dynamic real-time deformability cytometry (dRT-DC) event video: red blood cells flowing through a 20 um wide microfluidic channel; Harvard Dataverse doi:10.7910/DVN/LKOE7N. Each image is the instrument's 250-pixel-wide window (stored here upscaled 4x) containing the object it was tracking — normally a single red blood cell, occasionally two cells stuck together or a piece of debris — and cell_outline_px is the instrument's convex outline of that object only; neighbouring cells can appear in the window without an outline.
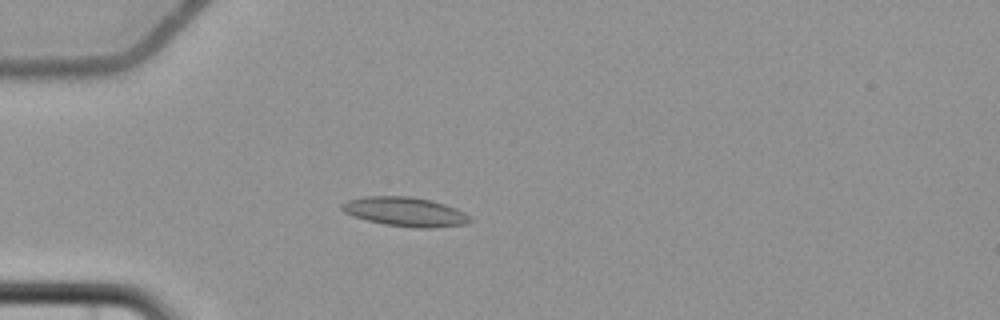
{"species": "common noctule bat (a hibernating species)", "species_latin": "Nyctalus noctula", "temperature_condition": "cold", "stored_images_in_passage": 4, "camera_frame_rate_fps": 3000, "um_per_image_px": 0.085, "animal": {"sex": "female", "body_mass_g": 22.7, "forearm_length_mm": 54.2}, "frame": {"image": 1, "passage_image": 4, "time_ms": 5.333, "image_size_px": [1000, 320], "cell_outline_px": [[472, 220], [468, 224], [432, 228], [412, 228], [384, 224], [352, 216], [344, 212], [340, 208], [340, 204], [348, 200], [364, 196], [412, 196], [432, 200], [456, 208], [472, 216]], "centroid_in_image_um": [34.46, 18.0], "position_along_channel_um": 50.5, "area_um2": 22.14}}